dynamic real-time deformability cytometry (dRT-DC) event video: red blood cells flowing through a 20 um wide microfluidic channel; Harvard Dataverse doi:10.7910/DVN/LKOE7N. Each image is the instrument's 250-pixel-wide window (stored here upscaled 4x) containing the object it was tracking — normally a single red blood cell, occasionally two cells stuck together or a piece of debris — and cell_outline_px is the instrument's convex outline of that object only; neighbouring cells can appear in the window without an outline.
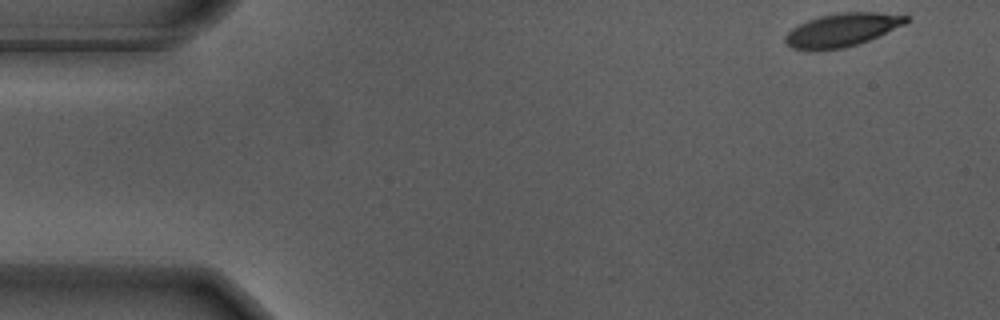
{"species": "Egyptian fruit bat (a non-hibernating species)", "species_latin": "Rousettus aegyptiacus", "temperature_condition": "warm", "stored_images_in_passage": 50, "camera_frame_rate_fps": 3000, "um_per_image_px": 0.085, "animal": {"sex": "male"}, "frame": {"image": 1, "passage_image": 1, "time_ms": 0.0, "image_size_px": [1000, 320], "cell_outline_px": [[912, 20], [904, 24], [868, 40], [844, 48], [792, 48], [784, 40], [784, 36], [792, 28], [808, 20], [820, 16], [844, 12], [876, 12], [908, 16]], "centroid_in_image_um": [71.61, 2.51], "position_along_channel_um": 13.4, "area_um2": 22.66}}
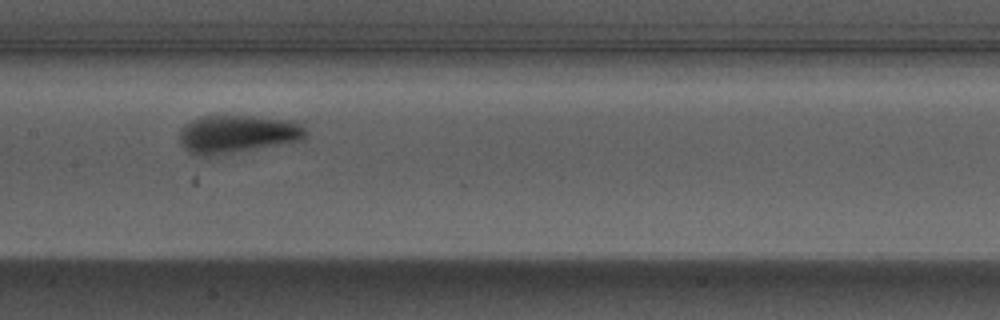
{"frame": {"image": 2, "passage_image": 25, "time_ms": 8.0, "image_size_px": [1000, 320], "cell_outline_px": [[308, 132], [300, 140], [208, 156], [188, 152], [180, 144], [180, 128], [184, 124], [200, 116], [256, 116], [296, 120]], "centroid_in_image_um": [20.15, 11.36], "position_along_channel_um": 187.3, "area_um2": 27.57}}
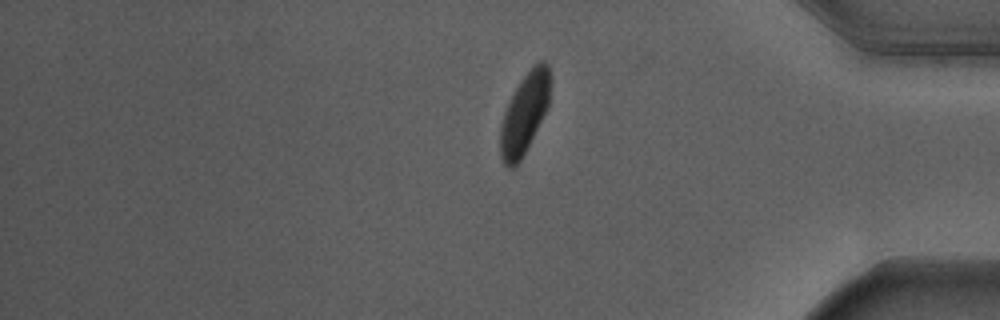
{"frame": {"image": 3, "passage_image": 44, "time_ms": 14.333, "image_size_px": [1000, 320], "cell_outline_px": [[552, 84], [548, 108], [516, 168], [508, 168], [504, 164], [500, 156], [500, 128], [504, 112], [520, 80], [532, 64], [540, 60], [544, 60], [548, 64], [552, 80]], "centroid_in_image_um": [44.62, 9.6], "position_along_channel_um": 390.6, "area_um2": 23.81}}